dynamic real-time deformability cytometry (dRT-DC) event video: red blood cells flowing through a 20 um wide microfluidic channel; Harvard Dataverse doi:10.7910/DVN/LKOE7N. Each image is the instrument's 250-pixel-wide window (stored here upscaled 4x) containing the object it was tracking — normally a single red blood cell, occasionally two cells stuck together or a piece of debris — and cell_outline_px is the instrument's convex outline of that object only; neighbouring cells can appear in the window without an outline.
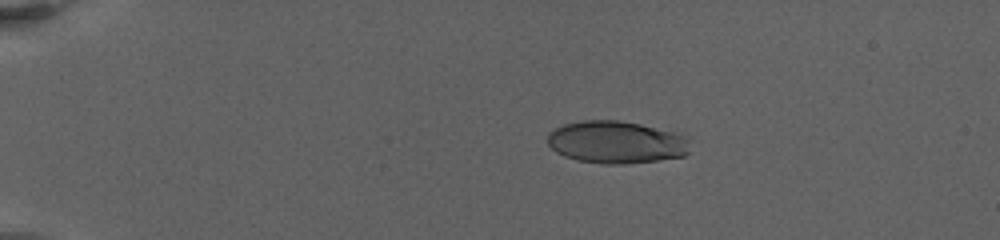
{"species": "human", "species_latin": "Homo sapiens", "temperature_condition": "warm", "stored_images_in_passage": 54, "camera_frame_rate_fps": 3000, "um_per_image_px": 0.085, "donor": {"sex": "female"}, "frame": {"image": 1, "passage_image": 2, "time_ms": 0.333, "image_size_px": [1000, 240], "cell_outline_px": [[688, 152], [684, 156], [656, 160], [624, 164], [604, 164], [576, 160], [564, 156], [556, 152], [548, 144], [548, 132], [564, 124], [584, 120], [620, 120], [640, 124], [672, 132], [684, 136], [688, 140]], "centroid_in_image_um": [52.34, 12.09], "position_along_channel_um": 32.7, "area_um2": 35.03}}
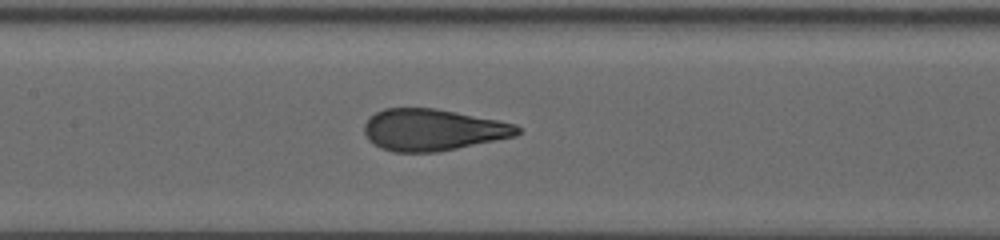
{"frame": {"image": 2, "passage_image": 23, "time_ms": 7.333, "image_size_px": [1000, 240], "cell_outline_px": [[520, 132], [516, 136], [436, 152], [392, 152], [380, 148], [368, 140], [364, 132], [364, 124], [376, 112], [384, 108], [432, 108], [496, 120], [516, 124], [520, 128]], "centroid_in_image_um": [36.75, 11.04], "position_along_channel_um": 170.6, "area_um2": 36.82}}
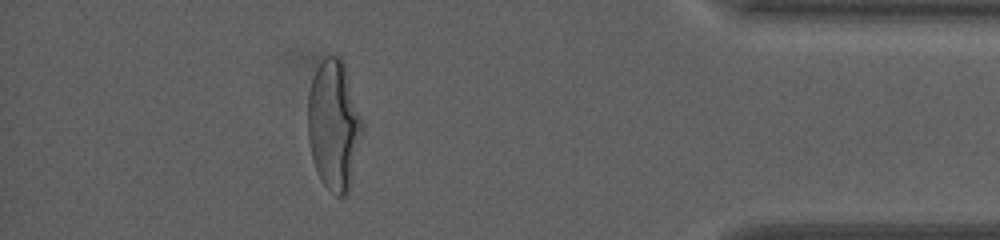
{"frame": {"image": 3, "passage_image": 47, "time_ms": 16.0, "image_size_px": [1000, 240], "cell_outline_px": [[364, 128], [348, 192], [344, 196], [336, 196], [320, 180], [316, 172], [312, 160], [308, 140], [308, 92], [316, 68], [328, 56], [340, 56], [344, 60], [364, 124]], "centroid_in_image_um": [28.38, 10.63], "position_along_channel_um": 406.8, "area_um2": 41.56}, "authors_computed_cell_mechanics": {"area_um2": 37.4255, "velocity_mm_per_s": 3.1359, "shape_relaxation_time_tau1_ms": 6.2633, "shape_relaxation_time_tau2_ms": null, "deformation_change_tau1": 0.266, "deformation_change_tau2": null}}